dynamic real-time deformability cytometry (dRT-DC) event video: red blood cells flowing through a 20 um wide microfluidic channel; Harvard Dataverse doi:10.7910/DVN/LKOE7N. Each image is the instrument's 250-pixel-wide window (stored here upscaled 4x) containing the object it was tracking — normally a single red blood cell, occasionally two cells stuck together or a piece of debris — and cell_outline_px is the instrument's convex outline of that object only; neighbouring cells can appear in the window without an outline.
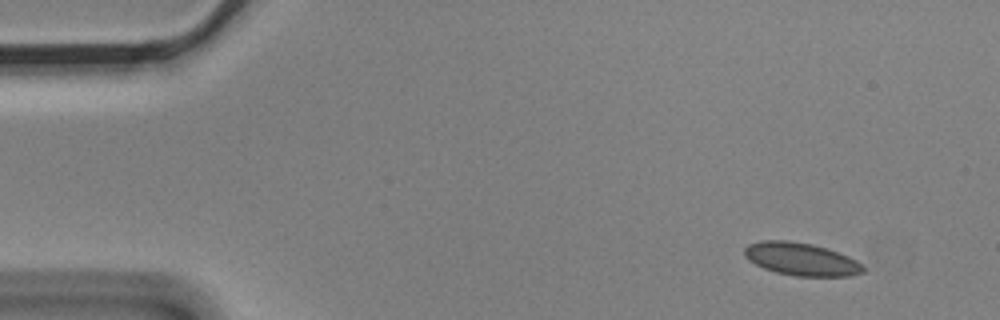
{"species": "Egyptian fruit bat (a non-hibernating species)", "species_latin": "Rousettus aegyptiacus", "temperature_condition": "cold", "stored_images_in_passage": 3, "camera_frame_rate_fps": 3000, "um_per_image_px": 0.085, "animal": {"sex": "male"}, "frame": {"image": 1, "passage_image": 1, "time_ms": 0.0, "image_size_px": [1000, 320], "cell_outline_px": [[864, 272], [848, 276], [796, 276], [776, 272], [764, 268], [748, 260], [744, 256], [744, 248], [748, 244], [760, 240], [788, 240], [812, 244], [848, 256], [856, 260], [864, 268]], "centroid_in_image_um": [68.05, 22.02], "position_along_channel_um": 16.9, "area_um2": 22.54}}